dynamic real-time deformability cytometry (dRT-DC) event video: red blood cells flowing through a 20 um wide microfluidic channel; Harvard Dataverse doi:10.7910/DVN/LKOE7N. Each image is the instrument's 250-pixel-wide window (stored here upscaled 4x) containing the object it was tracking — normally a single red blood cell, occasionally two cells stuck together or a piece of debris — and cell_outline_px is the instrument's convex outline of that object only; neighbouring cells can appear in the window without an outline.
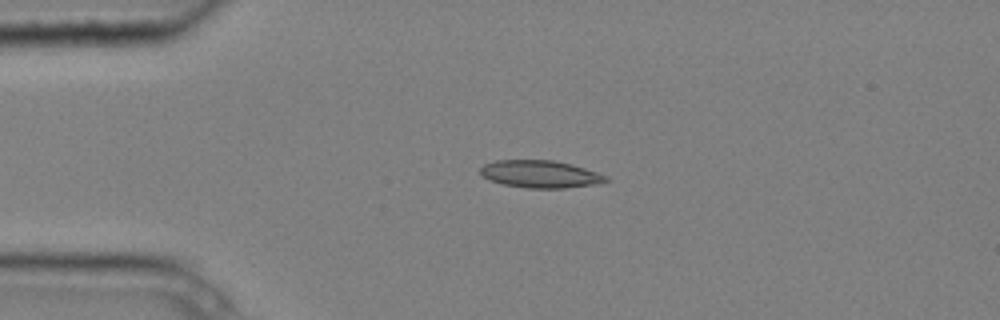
{"species": "common noctule bat (a hibernating species)", "species_latin": "Nyctalus noctula", "temperature_condition": "cold", "stored_images_in_passage": 4, "camera_frame_rate_fps": 3000, "um_per_image_px": 0.085, "animal": {"sex": "male", "body_mass_g": 20.4}, "frame": {"image": 1, "passage_image": 3, "time_ms": 0.667, "image_size_px": [1000, 320], "cell_outline_px": [[608, 180], [600, 184], [564, 188], [528, 188], [504, 184], [488, 180], [480, 176], [480, 168], [484, 164], [496, 160], [552, 160], [572, 164], [608, 176]], "centroid_in_image_um": [45.91, 14.8], "position_along_channel_um": 39.1, "area_um2": 20.17}}